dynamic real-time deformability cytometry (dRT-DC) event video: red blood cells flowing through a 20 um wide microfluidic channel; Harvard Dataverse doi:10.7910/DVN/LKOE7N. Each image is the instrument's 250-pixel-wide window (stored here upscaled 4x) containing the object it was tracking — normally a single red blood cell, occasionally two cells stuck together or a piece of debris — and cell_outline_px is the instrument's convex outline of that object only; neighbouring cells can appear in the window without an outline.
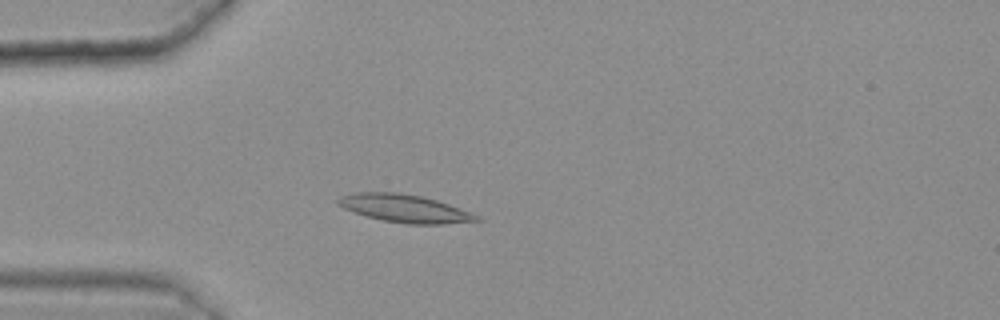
{"species": "common noctule bat (a hibernating species)", "species_latin": "Nyctalus noctula", "temperature_condition": "warm", "stored_images_in_passage": 44, "camera_frame_rate_fps": 3000, "um_per_image_px": 0.085, "animal": {"sex": "female", "body_mass_g": 25.1}, "frame": {"image": 1, "passage_image": 15, "time_ms": 4.667, "image_size_px": [1000, 320], "cell_outline_px": [[484, 220], [444, 224], [408, 224], [384, 220], [368, 216], [344, 208], [336, 200], [340, 196], [356, 192], [396, 192], [420, 196], [436, 200], [448, 204], [480, 216]], "centroid_in_image_um": [34.43, 17.72], "position_along_channel_um": 50.6, "area_um2": 22.14}}
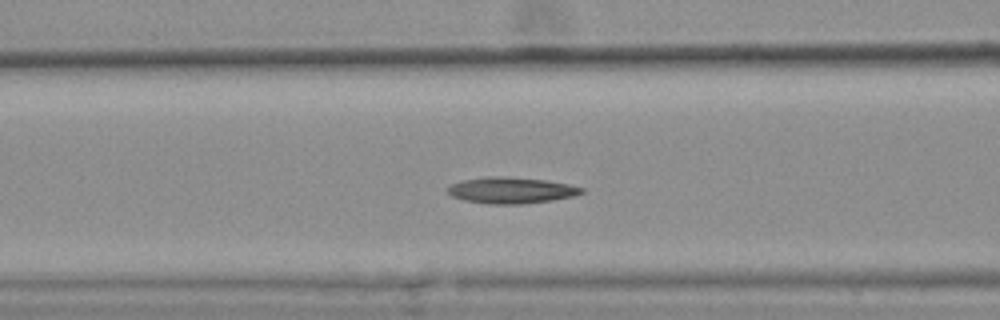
{"frame": {"image": 2, "passage_image": 22, "time_ms": 7.0, "image_size_px": [1000, 320], "cell_outline_px": [[584, 192], [572, 196], [552, 200], [524, 204], [488, 204], [464, 200], [452, 196], [448, 192], [448, 188], [452, 184], [464, 180], [488, 176], [508, 176], [544, 180], [568, 184], [584, 188]], "centroid_in_image_um": [43.45, 16.17], "position_along_channel_um": 123.1, "area_um2": 20.35}}
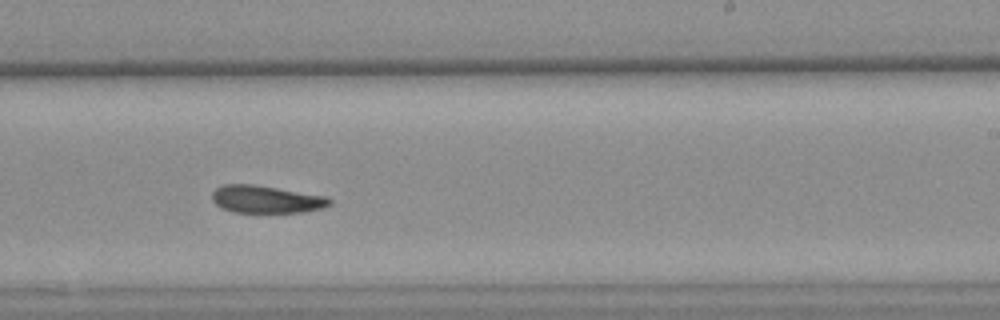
{"frame": {"image": 3, "passage_image": 34, "time_ms": 11.0, "image_size_px": [1000, 320], "cell_outline_px": [[332, 204], [320, 208], [300, 212], [232, 212], [220, 208], [212, 200], [212, 192], [216, 188], [224, 184], [252, 184], [328, 196], [332, 200]], "centroid_in_image_um": [22.61, 16.93], "position_along_channel_um": 266.4, "area_um2": 18.84}, "authors_computed_cell_mechanics": {"area_um2": 20.0566, "velocity_mm_per_s": 3.5952, "shape_relaxation_time_tau1_ms": 9.7347, "shape_relaxation_time_tau2_ms": 6.4591, "deformation_change_tau1": 0.2034, "deformation_change_tau2": 0.1473}}